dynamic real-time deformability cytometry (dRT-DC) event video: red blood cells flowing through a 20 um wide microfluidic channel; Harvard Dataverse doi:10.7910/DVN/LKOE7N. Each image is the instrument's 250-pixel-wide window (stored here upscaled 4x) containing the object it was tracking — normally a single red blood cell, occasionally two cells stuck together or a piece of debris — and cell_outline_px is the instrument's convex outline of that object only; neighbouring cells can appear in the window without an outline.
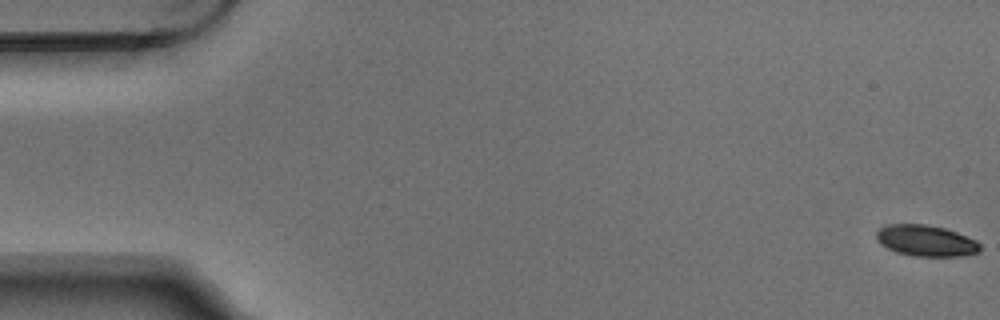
{"species": "Egyptian fruit bat (a non-hibernating species)", "species_latin": "Rousettus aegyptiacus", "temperature_condition": "warm", "stored_images_in_passage": 5, "camera_frame_rate_fps": 3000, "um_per_image_px": 0.085, "animal": {"sex": "male"}, "frame": {"image": 1, "passage_image": 1, "time_ms": 0.0, "image_size_px": [1000, 320], "cell_outline_px": [[980, 252], [960, 256], [912, 256], [896, 252], [880, 244], [876, 236], [876, 232], [880, 228], [892, 224], [928, 224], [944, 228], [956, 232], [976, 240], [980, 244]], "centroid_in_image_um": [78.71, 20.46], "position_along_channel_um": 6.3, "area_um2": 18.79}}
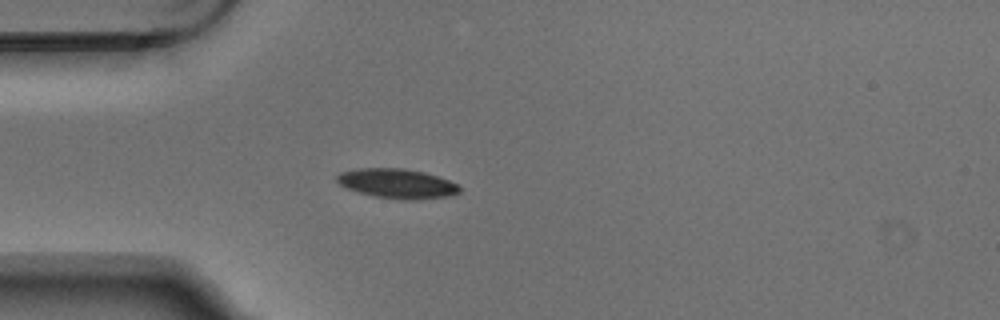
{"frame": {"image": 2, "passage_image": 5, "time_ms": 1.333, "image_size_px": [1000, 320], "cell_outline_px": [[460, 192], [448, 196], [416, 200], [400, 200], [372, 196], [344, 188], [336, 180], [336, 176], [340, 172], [356, 168], [404, 168], [424, 172], [460, 184]], "centroid_in_image_um": [33.73, 15.61], "position_along_channel_um": 51.3, "area_um2": 21.44}}